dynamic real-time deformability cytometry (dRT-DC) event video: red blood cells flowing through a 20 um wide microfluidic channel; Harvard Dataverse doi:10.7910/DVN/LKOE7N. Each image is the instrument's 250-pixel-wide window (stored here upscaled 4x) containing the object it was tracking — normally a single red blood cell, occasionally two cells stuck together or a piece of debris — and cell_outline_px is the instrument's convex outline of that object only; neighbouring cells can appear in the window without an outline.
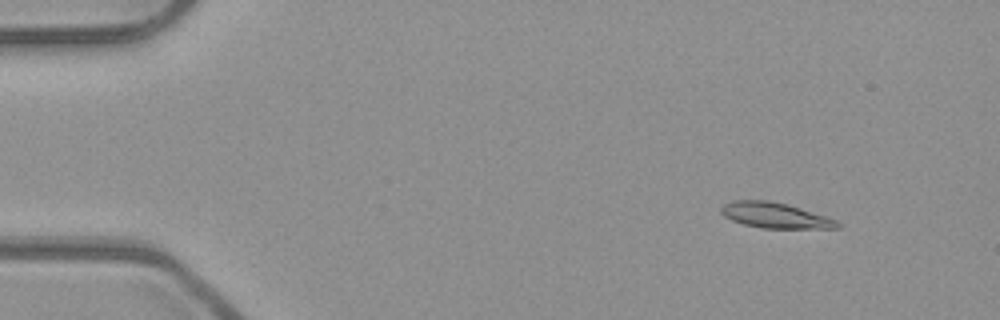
{"species": "common noctule bat (a hibernating species)", "species_latin": "Nyctalus noctula", "temperature_condition": "room temperature", "stored_images_in_passage": 4, "camera_frame_rate_fps": 3000, "um_per_image_px": 0.085, "animal": {"sex": "male", "body_mass_g": 23.1, "forearm_length_mm": 52.7}, "frame": {"image": 1, "passage_image": 1, "time_ms": 0.0, "image_size_px": [1000, 320], "cell_outline_px": [[840, 228], [764, 228], [744, 224], [732, 220], [724, 216], [720, 212], [720, 208], [724, 204], [732, 200], [768, 200], [788, 204], [836, 220], [840, 224]], "centroid_in_image_um": [65.84, 18.3], "position_along_channel_um": 19.2, "area_um2": 17.11}}